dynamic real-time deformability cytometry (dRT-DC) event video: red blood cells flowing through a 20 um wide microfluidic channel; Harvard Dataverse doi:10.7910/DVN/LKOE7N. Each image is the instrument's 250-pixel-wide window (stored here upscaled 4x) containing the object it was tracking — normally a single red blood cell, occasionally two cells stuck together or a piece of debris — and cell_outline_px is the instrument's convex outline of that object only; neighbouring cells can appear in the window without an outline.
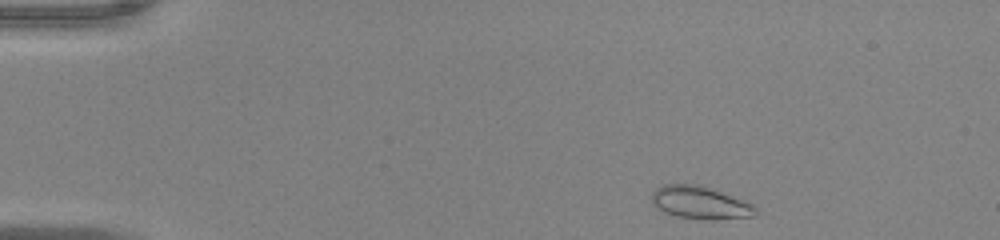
{"species": "common noctule bat (a hibernating species)", "species_latin": "Nyctalus noctula", "temperature_condition": "warm", "stored_images_in_passage": 44, "camera_frame_rate_fps": 3000, "um_per_image_px": 0.085, "animal": {"sex": "male", "body_mass_g": 20.0, "forearm_length_mm": 53.3}, "frame": {"image": 1, "passage_image": 1, "time_ms": 0.0, "image_size_px": [1000, 240], "cell_outline_px": [[756, 216], [712, 220], [704, 220], [676, 216], [664, 212], [652, 204], [652, 192], [656, 188], [664, 184], [700, 184], [752, 204], [756, 208]], "centroid_in_image_um": [59.48, 17.23], "position_along_channel_um": 25.5, "area_um2": 19.77}}
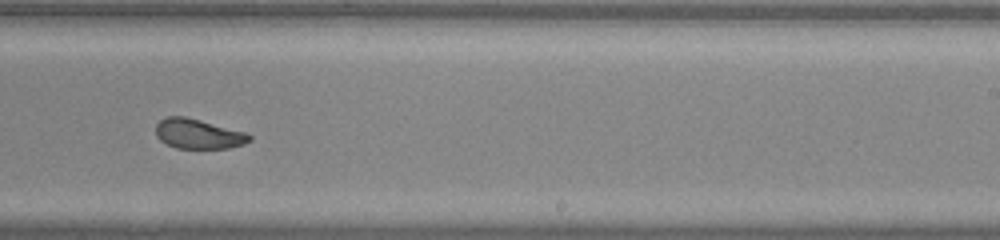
{"frame": {"image": 2, "passage_image": 26, "time_ms": 8.333, "image_size_px": [1000, 240], "cell_outline_px": [[252, 140], [244, 144], [228, 148], [176, 148], [160, 140], [156, 136], [156, 124], [160, 120], [168, 116], [184, 116], [248, 132], [252, 136]], "centroid_in_image_um": [16.89, 11.37], "position_along_channel_um": 272.1, "area_um2": 16.36}}
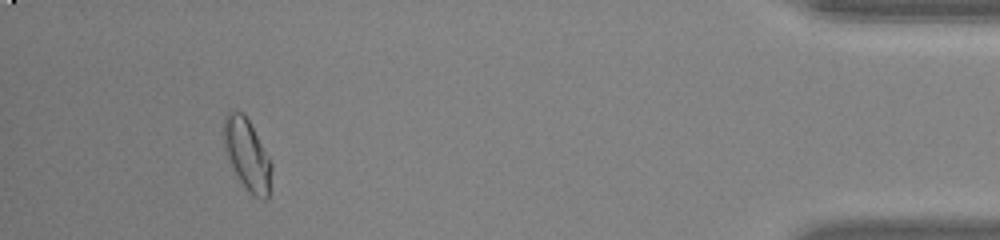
{"frame": {"image": 3, "passage_image": 41, "time_ms": 13.333, "image_size_px": [1000, 240], "cell_outline_px": [[272, 168], [268, 196], [264, 200], [252, 196], [248, 192], [240, 180], [224, 148], [224, 116], [228, 108], [244, 112], [272, 164]], "centroid_in_image_um": [20.99, 13.1], "position_along_channel_um": 414.2, "area_um2": 19.59}, "authors_computed_cell_mechanics": {"area_um2": 17.8313, "velocity_mm_per_s": 4.0118, "shape_relaxation_time_tau1_ms": 2.6984, "shape_relaxation_time_tau2_ms": 1.0735, "deformation_change_tau1": 0.1274, "deformation_change_tau2": 0.0634}}